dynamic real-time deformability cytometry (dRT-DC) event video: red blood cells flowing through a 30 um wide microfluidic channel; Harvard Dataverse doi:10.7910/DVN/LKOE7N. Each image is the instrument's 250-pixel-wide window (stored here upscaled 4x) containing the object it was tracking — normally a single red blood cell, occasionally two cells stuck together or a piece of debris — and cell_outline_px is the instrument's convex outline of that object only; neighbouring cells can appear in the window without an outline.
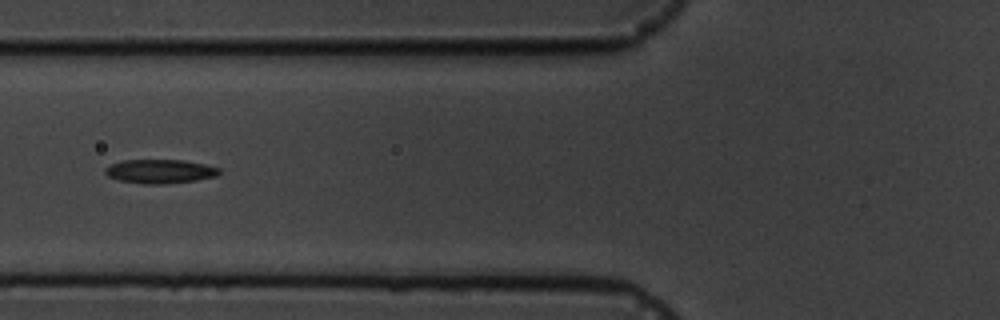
{"species": "common noctule bat (a hibernating species)", "species_latin": "Nyctalus noctula", "temperature_condition": "cold", "stored_images_in_passage": 16, "segment_of_instrument_passage": [1, 2], "camera_frame_rate_fps": 3000, "um_per_image_px": 0.085, "animal": {"sex": "male", "body_mass_g": 19.5, "forearm_length_mm": 54.6}, "frame": {"image": 1, "passage_image": 5, "time_ms": 5.667, "image_size_px": [1000, 320], "cell_outline_px": [[220, 172], [216, 176], [196, 180], [168, 184], [144, 184], [120, 180], [108, 176], [104, 172], [104, 168], [112, 164], [124, 160], [184, 160], [204, 164], [220, 168]], "centroid_in_image_um": [13.61, 14.57], "position_along_channel_um": 112.2, "area_um2": 15.9}}
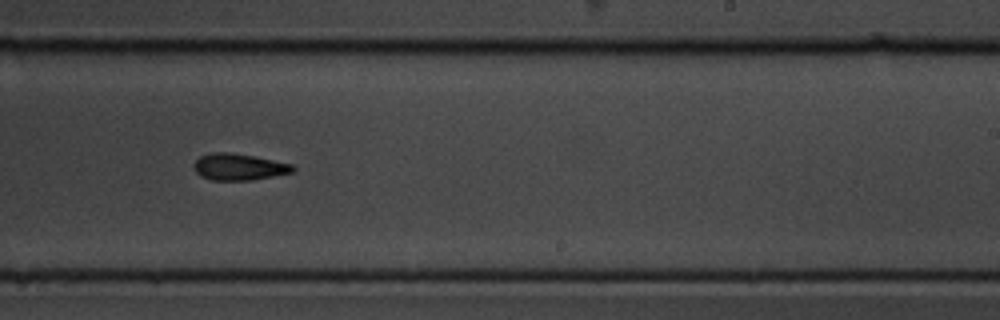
{"frame": {"image": 2, "passage_image": 9, "time_ms": 10.0, "image_size_px": [1000, 320], "cell_outline_px": [[296, 168], [292, 172], [252, 180], [212, 180], [200, 176], [196, 172], [192, 164], [200, 156], [212, 152], [232, 152], [292, 164]], "centroid_in_image_um": [20.26, 14.18], "position_along_channel_um": 268.7, "area_um2": 15.26}}
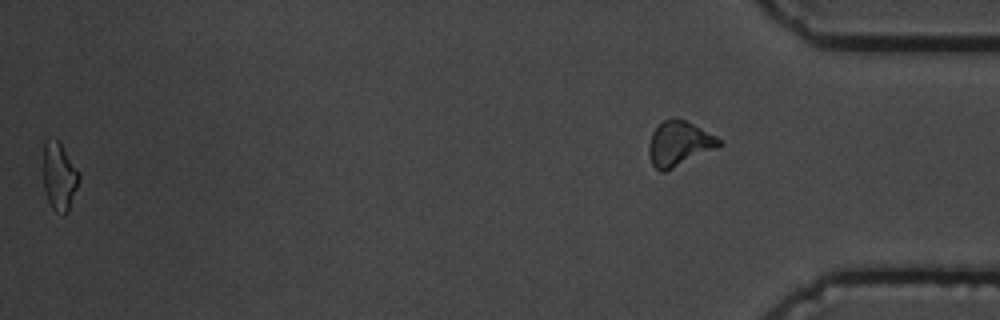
{"frame": {"image": 3, "passage_image": 15, "time_ms": 17.0, "image_size_px": [1000, 320], "cell_outline_px": [[80, 176], [68, 212], [64, 216], [52, 208], [48, 200], [44, 188], [44, 140], [48, 136], [56, 140], [60, 144], [80, 172]], "centroid_in_image_um": [5.03, 14.99], "position_along_channel_um": 430.2, "area_um2": 13.99}}